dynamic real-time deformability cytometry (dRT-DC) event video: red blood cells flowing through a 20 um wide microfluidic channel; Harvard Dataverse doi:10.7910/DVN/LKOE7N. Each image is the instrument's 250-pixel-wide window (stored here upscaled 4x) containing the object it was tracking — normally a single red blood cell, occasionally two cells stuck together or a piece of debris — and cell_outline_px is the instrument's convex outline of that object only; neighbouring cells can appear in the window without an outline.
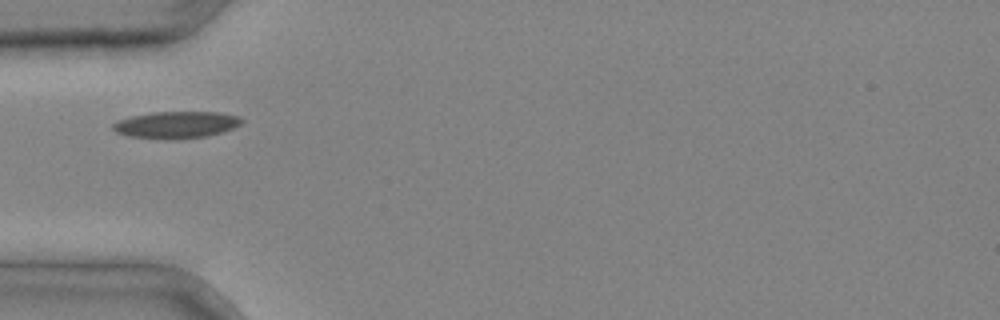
{"species": "common noctule bat (a hibernating species)", "species_latin": "Nyctalus noctula", "temperature_condition": "cold", "stored_images_in_passage": 1, "camera_frame_rate_fps": 3000, "um_per_image_px": 0.085, "animal": {"sex": "male", "body_mass_g": 20.4}, "frame": {"image": 1, "passage_image": 1, "time_ms": 0.0, "image_size_px": [1000, 320], "cell_outline_px": [[244, 120], [240, 124], [232, 128], [220, 132], [204, 136], [180, 140], [164, 140], [128, 136], [116, 132], [112, 128], [112, 124], [120, 120], [132, 116], [152, 112], [220, 112], [240, 116]], "centroid_in_image_um": [14.97, 10.61], "position_along_channel_um": 70.0, "area_um2": 20.29}}